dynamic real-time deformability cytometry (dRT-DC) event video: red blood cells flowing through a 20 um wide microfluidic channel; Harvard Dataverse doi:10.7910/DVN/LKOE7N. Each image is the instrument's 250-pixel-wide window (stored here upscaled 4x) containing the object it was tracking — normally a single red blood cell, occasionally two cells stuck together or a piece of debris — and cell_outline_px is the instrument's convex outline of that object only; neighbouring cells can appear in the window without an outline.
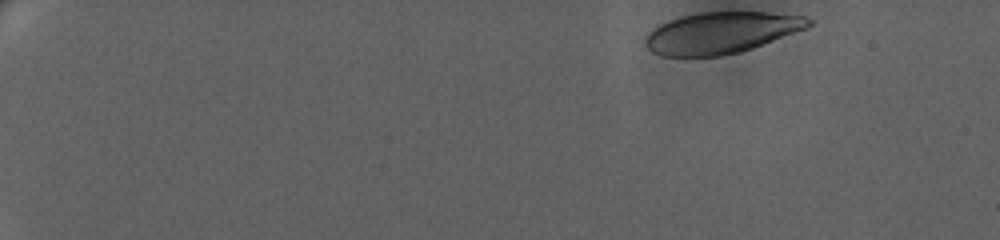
{"species": "human", "species_latin": "Homo sapiens", "temperature_condition": "warm", "stored_images_in_passage": 59, "camera_frame_rate_fps": 3000, "um_per_image_px": 0.085, "donor": {"sex": "female"}, "frame": {"image": 1, "passage_image": 1, "time_ms": 0.0, "image_size_px": [1000, 240], "cell_outline_px": [[812, 24], [808, 28], [752, 48], [740, 52], [720, 56], [660, 56], [652, 52], [644, 44], [644, 40], [648, 32], [660, 24], [680, 16], [700, 12], [768, 12], [804, 16], [812, 20]], "centroid_in_image_um": [61.29, 2.78], "position_along_channel_um": 23.7, "area_um2": 39.48}}
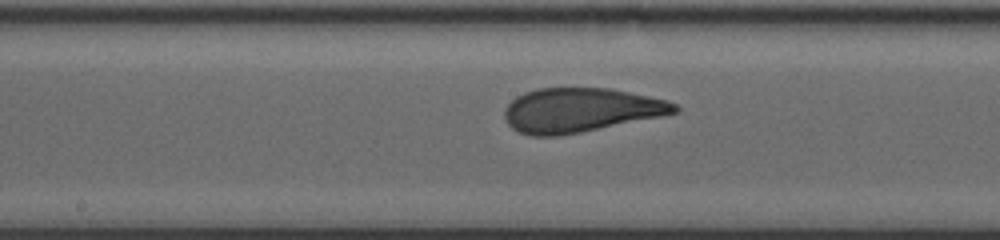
{"frame": {"image": 2, "passage_image": 32, "time_ms": 10.333, "image_size_px": [1000, 240], "cell_outline_px": [[680, 112], [560, 136], [532, 136], [520, 132], [512, 128], [508, 124], [504, 116], [504, 108], [516, 96], [524, 92], [540, 88], [608, 88], [648, 96], [664, 100], [676, 104], [680, 108]], "centroid_in_image_um": [49.3, 9.36], "position_along_channel_um": 198.9, "area_um2": 43.52}}
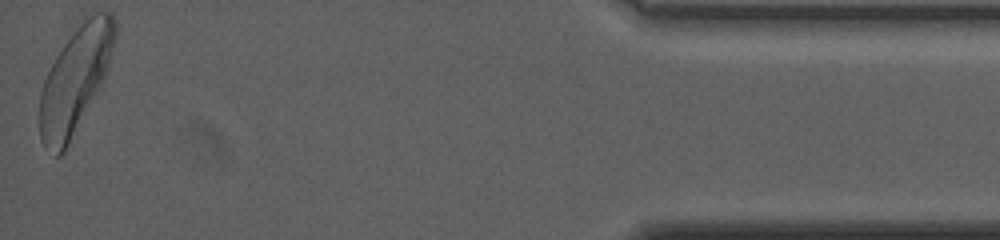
{"frame": {"image": 3, "passage_image": 59, "time_ms": 19.333, "image_size_px": [1000, 240], "cell_outline_px": [[116, 36], [104, 76], [100, 84], [64, 152], [60, 156], [56, 156], [44, 148], [40, 140], [40, 92], [44, 80], [56, 56], [64, 44], [76, 28], [88, 16], [96, 12], [112, 12], [116, 20]], "centroid_in_image_um": [6.37, 6.79], "position_along_channel_um": 428.8, "area_um2": 45.2}, "authors_computed_cell_mechanics": {"area_um2": 43.6968, "velocity_mm_per_s": 3.2511, "shape_relaxation_time_tau1_ms": 5.4983, "shape_relaxation_time_tau2_ms": null, "deformation_change_tau1": 0.18, "deformation_change_tau2": null}}